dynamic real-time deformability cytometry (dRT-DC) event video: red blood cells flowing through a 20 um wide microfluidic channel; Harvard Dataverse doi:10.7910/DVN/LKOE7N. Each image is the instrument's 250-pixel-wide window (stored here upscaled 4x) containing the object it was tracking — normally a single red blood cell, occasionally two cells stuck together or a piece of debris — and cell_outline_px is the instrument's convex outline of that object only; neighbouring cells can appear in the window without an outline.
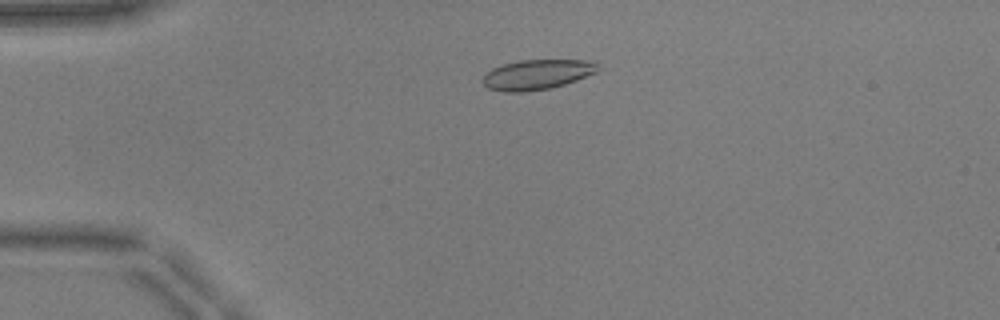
{"species": "common noctule bat (a hibernating species)", "species_latin": "Nyctalus noctula", "temperature_condition": "warm", "stored_images_in_passage": 40, "camera_frame_rate_fps": 3000, "um_per_image_px": 0.085, "animal": {"sex": "male", "body_mass_g": 17.9, "forearm_length_mm": 54.2}, "frame": {"image": 1, "passage_image": 1, "time_ms": 0.0, "image_size_px": [1000, 320], "cell_outline_px": [[600, 68], [596, 72], [576, 80], [564, 84], [548, 88], [524, 92], [504, 92], [488, 88], [480, 80], [492, 68], [504, 64], [520, 60], [596, 60]], "centroid_in_image_um": [45.66, 6.33], "position_along_channel_um": 39.3, "area_um2": 20.11}}
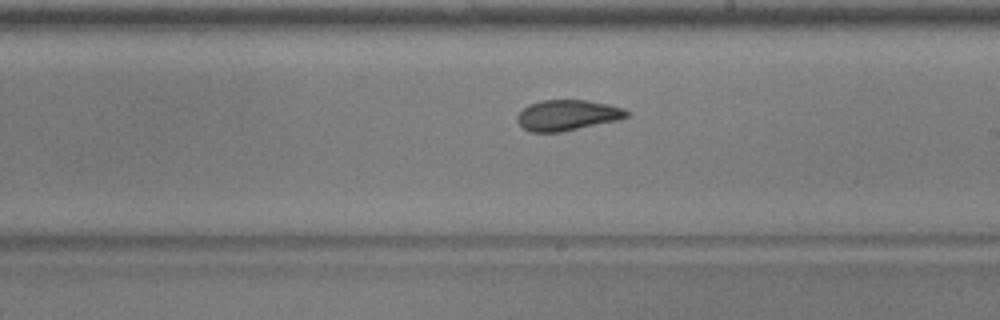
{"frame": {"image": 2, "passage_image": 19, "time_ms": 6.0, "image_size_px": [1000, 320], "cell_outline_px": [[628, 116], [620, 120], [560, 132], [528, 132], [516, 120], [516, 116], [528, 104], [540, 100], [588, 100], [608, 104], [624, 108], [628, 112]], "centroid_in_image_um": [48.22, 9.79], "position_along_channel_um": 240.8, "area_um2": 19.65}}
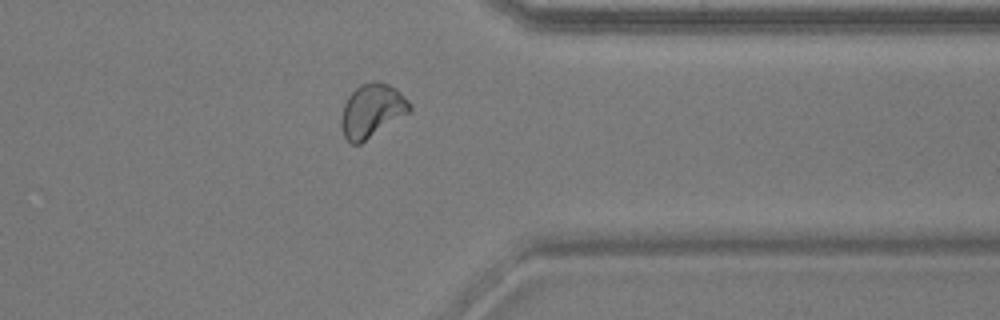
{"frame": {"image": 3, "passage_image": 30, "time_ms": 9.667, "image_size_px": [1000, 320], "cell_outline_px": [[412, 108], [408, 112], [360, 144], [352, 144], [344, 136], [340, 124], [340, 120], [344, 104], [348, 96], [360, 84], [372, 80], [376, 80], [388, 84], [396, 88], [412, 104]], "centroid_in_image_um": [31.59, 9.38], "position_along_channel_um": 379.8, "area_um2": 21.21}, "authors_computed_cell_mechanics": {"area_um2": 19.8254, "velocity_mm_per_s": 3.9329, "shape_relaxation_time_tau1_ms": 4.406, "shape_relaxation_time_tau2_ms": 1.0006, "deformation_change_tau1": 0.1583, "deformation_change_tau2": 0.0698}}